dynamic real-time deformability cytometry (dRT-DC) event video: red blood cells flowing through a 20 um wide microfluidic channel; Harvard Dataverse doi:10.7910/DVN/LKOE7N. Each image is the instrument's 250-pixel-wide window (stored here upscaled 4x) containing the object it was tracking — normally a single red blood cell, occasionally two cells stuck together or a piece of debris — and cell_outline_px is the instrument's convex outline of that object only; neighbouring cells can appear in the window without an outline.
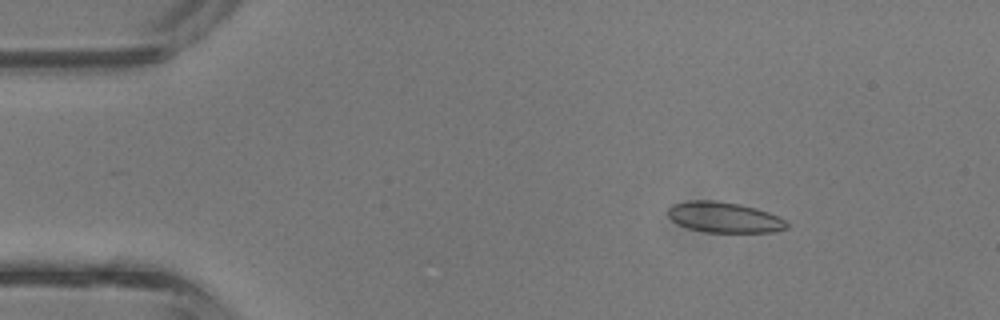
{"species": "common noctule bat (a hibernating species)", "species_latin": "Nyctalus noctula", "temperature_condition": "room temperature", "stored_images_in_passage": 4, "camera_frame_rate_fps": 3000, "um_per_image_px": 0.085, "animal": {"sex": "male", "body_mass_g": 13.3}, "frame": {"image": 1, "passage_image": 2, "time_ms": 0.333, "image_size_px": [1000, 320], "cell_outline_px": [[788, 228], [772, 232], [704, 232], [688, 228], [672, 220], [668, 216], [668, 208], [672, 204], [688, 200], [712, 200], [740, 204], [756, 208], [768, 212], [784, 220], [788, 224]], "centroid_in_image_um": [61.53, 18.47], "position_along_channel_um": 23.5, "area_um2": 21.1}}
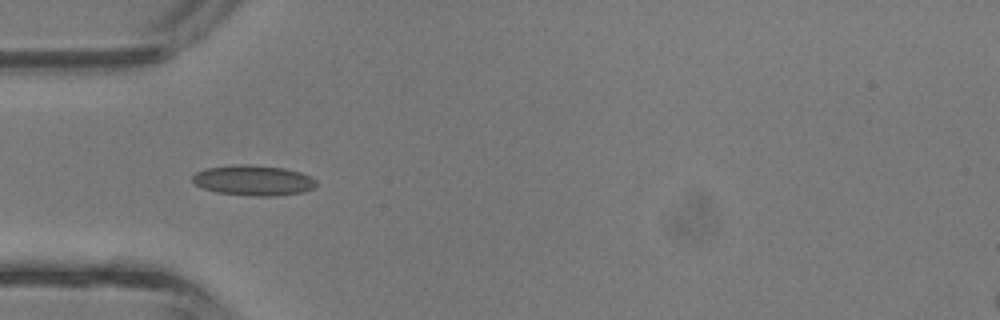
{"frame": {"image": 2, "passage_image": 4, "time_ms": 1.0, "image_size_px": [1000, 320], "cell_outline_px": [[316, 184], [312, 188], [304, 192], [276, 196], [248, 196], [216, 192], [204, 188], [196, 184], [192, 180], [192, 176], [196, 172], [204, 168], [240, 164], [244, 164], [284, 168], [300, 172], [316, 180]], "centroid_in_image_um": [21.52, 15.34], "position_along_channel_um": 63.5, "area_um2": 21.85}}